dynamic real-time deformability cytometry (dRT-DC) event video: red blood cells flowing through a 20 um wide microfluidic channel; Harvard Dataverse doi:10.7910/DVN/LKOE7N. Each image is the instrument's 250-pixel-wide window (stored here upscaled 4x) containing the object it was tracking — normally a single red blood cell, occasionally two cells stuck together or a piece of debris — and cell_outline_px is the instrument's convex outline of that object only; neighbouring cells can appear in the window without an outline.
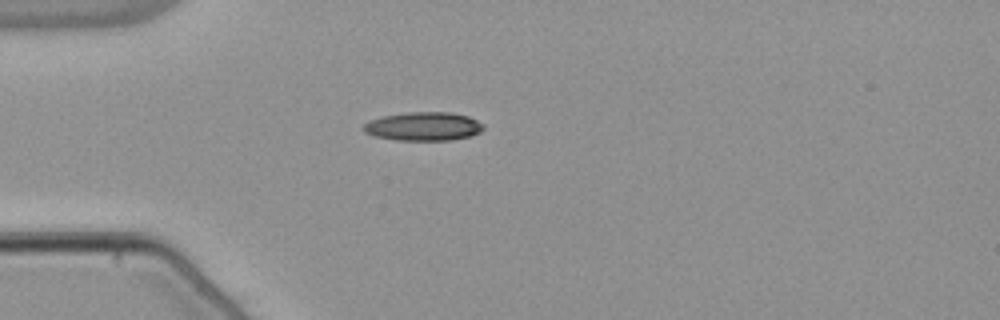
{"species": "common noctule bat (a hibernating species)", "species_latin": "Nyctalus noctula", "temperature_condition": "warm", "stored_images_in_passage": 35, "camera_frame_rate_fps": 3000, "um_per_image_px": 0.085, "animal": {"sex": "male", "body_mass_g": 21.5, "forearm_length_mm": 52.0}, "frame": {"image": 1, "passage_image": 1, "time_ms": 0.0, "image_size_px": [1000, 320], "cell_outline_px": [[484, 128], [480, 132], [468, 136], [448, 140], [396, 140], [376, 136], [364, 132], [360, 128], [364, 124], [372, 120], [384, 116], [408, 112], [448, 112], [468, 116], [484, 124]], "centroid_in_image_um": [35.98, 10.74], "position_along_channel_um": 49.0, "area_um2": 19.83}}
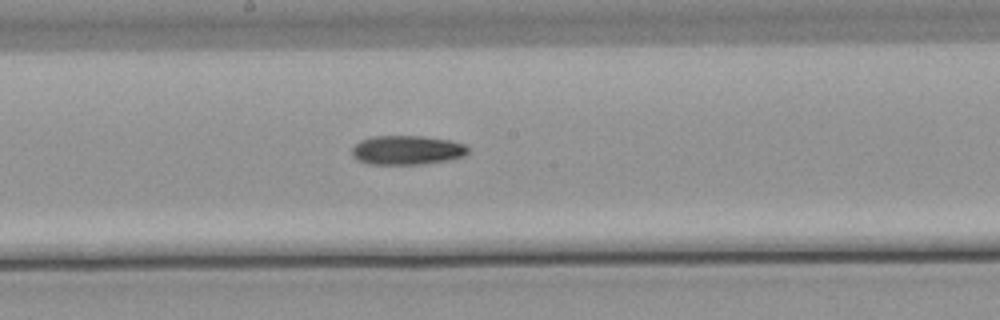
{"frame": {"image": 2, "passage_image": 15, "time_ms": 4.667, "image_size_px": [1000, 320], "cell_outline_px": [[468, 152], [464, 156], [448, 160], [424, 164], [368, 164], [352, 156], [352, 148], [360, 140], [372, 136], [424, 136], [448, 140], [464, 144], [468, 148]], "centroid_in_image_um": [34.59, 12.76], "position_along_channel_um": 213.6, "area_um2": 19.71}}
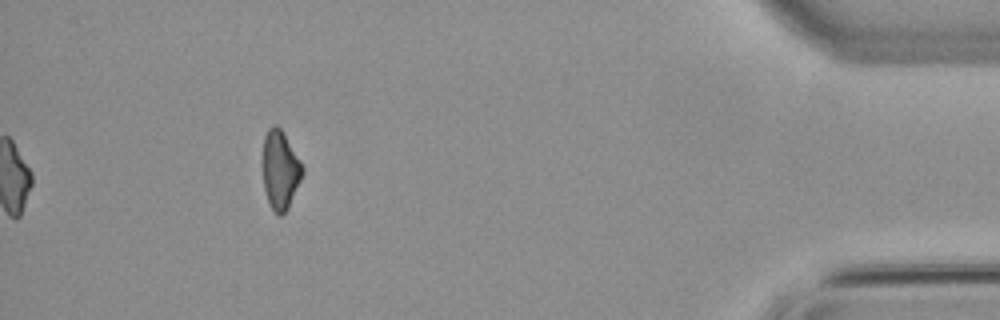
{"frame": {"image": 3, "passage_image": 35, "time_ms": 11.333, "image_size_px": [1000, 320], "cell_outline_px": [[304, 172], [288, 208], [280, 216], [272, 208], [268, 200], [264, 188], [264, 136], [268, 128], [272, 124], [276, 124], [280, 128], [300, 160], [304, 168]], "centroid_in_image_um": [23.83, 14.42], "position_along_channel_um": 411.4, "area_um2": 17.74}, "authors_computed_cell_mechanics": {"area_um2": 19.363, "velocity_mm_per_s": 3.8504, "shape_relaxation_time_tau1_ms": 10.5625, "shape_relaxation_time_tau2_ms": null, "deformation_change_tau1": 0.2364, "deformation_change_tau2": null}}